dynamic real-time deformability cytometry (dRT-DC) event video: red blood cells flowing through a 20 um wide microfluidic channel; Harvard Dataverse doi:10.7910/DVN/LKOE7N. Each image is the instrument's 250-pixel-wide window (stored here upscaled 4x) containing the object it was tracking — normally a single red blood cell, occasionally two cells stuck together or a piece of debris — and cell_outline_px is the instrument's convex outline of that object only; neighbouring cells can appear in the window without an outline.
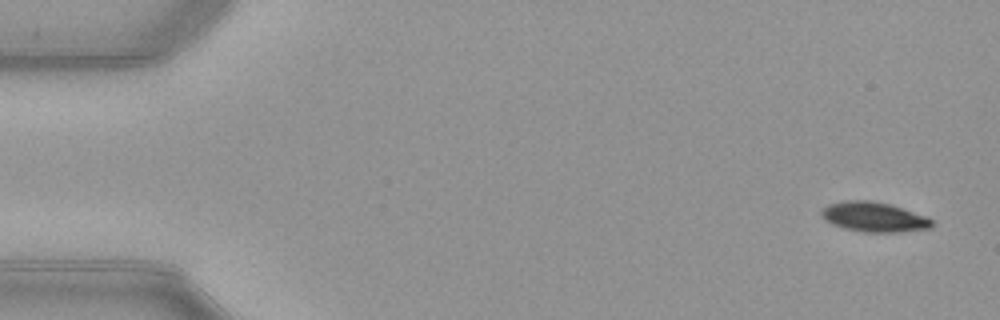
{"species": "common noctule bat (a hibernating species)", "species_latin": "Nyctalus noctula", "temperature_condition": "warm", "stored_images_in_passage": 53, "camera_frame_rate_fps": 3000, "um_per_image_px": 0.085, "animal": {"sex": "female", "body_mass_g": 21.9}, "frame": {"image": 1, "passage_image": 3, "time_ms": 0.667, "image_size_px": [1000, 320], "cell_outline_px": [[932, 228], [900, 232], [864, 232], [844, 228], [832, 224], [824, 220], [820, 216], [820, 208], [828, 204], [844, 200], [872, 200], [888, 204], [924, 216], [932, 220]], "centroid_in_image_um": [74.2, 18.44], "position_along_channel_um": 10.8, "area_um2": 19.19}}
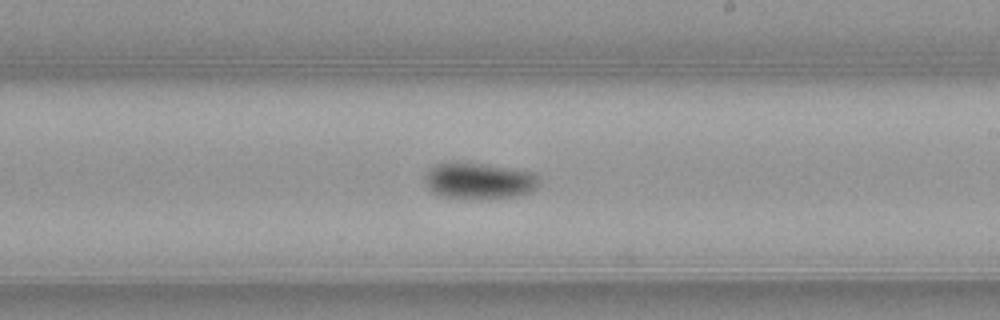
{"frame": {"image": 2, "passage_image": 31, "time_ms": 10.0, "image_size_px": [1000, 320], "cell_outline_px": [[540, 184], [532, 192], [516, 196], [464, 200], [460, 200], [436, 196], [428, 188], [424, 180], [424, 176], [428, 168], [436, 164], [484, 164], [536, 172], [540, 180]], "centroid_in_image_um": [40.72, 15.42], "position_along_channel_um": 248.3, "area_um2": 24.57}}
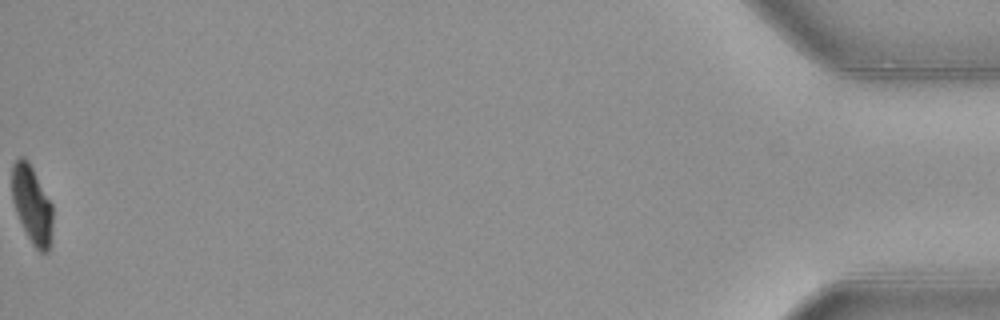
{"frame": {"image": 3, "passage_image": 53, "time_ms": 17.333, "image_size_px": [1000, 320], "cell_outline_px": [[52, 224], [48, 252], [40, 252], [32, 244], [16, 212], [12, 200], [12, 164], [20, 156], [24, 156], [28, 160], [52, 204]], "centroid_in_image_um": [2.7, 17.35], "position_along_channel_um": 432.5, "area_um2": 18.21}, "authors_computed_cell_mechanics": {"area_um2": 20.6924, "velocity_mm_per_s": 3.9705, "shape_relaxation_time_tau1_ms": 2.686, "shape_relaxation_time_tau2_ms": null, "deformation_change_tau1": 0.1325, "deformation_change_tau2": null}}